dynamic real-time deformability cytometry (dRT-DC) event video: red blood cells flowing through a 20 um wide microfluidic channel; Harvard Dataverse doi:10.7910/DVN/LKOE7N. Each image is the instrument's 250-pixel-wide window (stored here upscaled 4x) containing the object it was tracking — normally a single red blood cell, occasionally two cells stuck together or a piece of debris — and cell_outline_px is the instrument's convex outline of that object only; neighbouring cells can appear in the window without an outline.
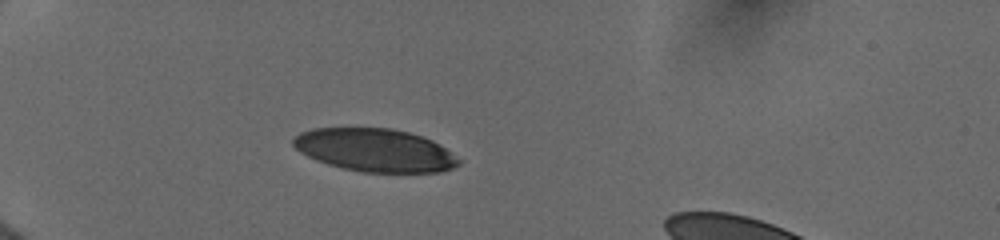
{"species": "human", "species_latin": "Homo sapiens", "temperature_condition": "cold", "stored_images_in_passage": 15, "camera_frame_rate_fps": 3000, "um_per_image_px": 0.085, "donor": {"sex": "female"}, "frame": {"image": 1, "passage_image": 11, "time_ms": 4.0, "image_size_px": [1000, 240], "cell_outline_px": [[460, 164], [452, 168], [440, 172], [364, 172], [344, 168], [328, 164], [316, 160], [300, 152], [292, 144], [292, 140], [300, 132], [312, 128], [392, 128], [408, 132], [432, 140], [440, 144], [460, 160]], "centroid_in_image_um": [31.86, 12.76], "position_along_channel_um": 53.1, "area_um2": 41.27}}
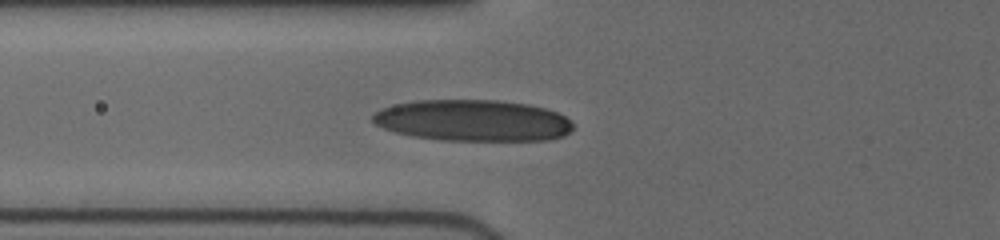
{"frame": {"image": 2, "passage_image": 15, "time_ms": 5.667, "image_size_px": [1000, 240], "cell_outline_px": [[572, 128], [564, 136], [548, 140], [440, 140], [412, 136], [396, 132], [384, 128], [376, 124], [372, 120], [372, 116], [380, 108], [396, 104], [416, 100], [496, 100], [528, 104], [544, 108], [556, 112], [564, 116], [572, 124]], "centroid_in_image_um": [40.17, 10.24], "position_along_channel_um": 85.6, "area_um2": 48.15}}